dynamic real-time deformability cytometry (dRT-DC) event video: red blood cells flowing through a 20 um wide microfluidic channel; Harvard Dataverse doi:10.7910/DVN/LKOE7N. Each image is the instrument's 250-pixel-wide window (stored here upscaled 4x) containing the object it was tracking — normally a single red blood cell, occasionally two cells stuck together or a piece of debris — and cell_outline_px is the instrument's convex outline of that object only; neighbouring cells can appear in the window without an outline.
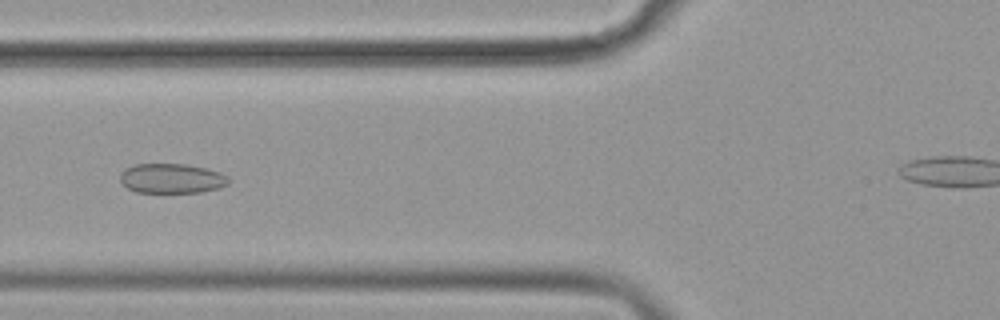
{"species": "common noctule bat (a hibernating species)", "species_latin": "Nyctalus noctula", "temperature_condition": "cold", "stored_images_in_passage": 35, "camera_frame_rate_fps": 3000, "um_per_image_px": 0.085, "animal": {"sex": "female", "body_mass_g": 19.9}, "frame": {"image": 1, "passage_image": 6, "time_ms": 1.667, "image_size_px": [1000, 320], "cell_outline_px": [[228, 184], [220, 188], [200, 192], [136, 192], [128, 188], [120, 180], [120, 172], [124, 168], [132, 164], [188, 164], [220, 172], [228, 176]], "centroid_in_image_um": [14.58, 15.16], "position_along_channel_um": 111.2, "area_um2": 18.84}}
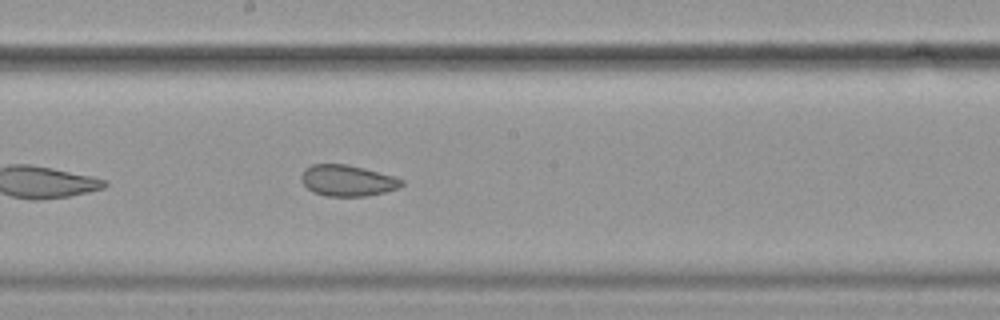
{"frame": {"image": 2, "passage_image": 15, "time_ms": 4.667, "image_size_px": [1000, 320], "cell_outline_px": [[404, 184], [400, 188], [384, 192], [364, 196], [328, 196], [312, 192], [304, 184], [300, 176], [304, 168], [312, 164], [344, 164], [364, 168], [392, 176], [404, 180]], "centroid_in_image_um": [29.52, 15.35], "position_along_channel_um": 218.7, "area_um2": 18.15}}
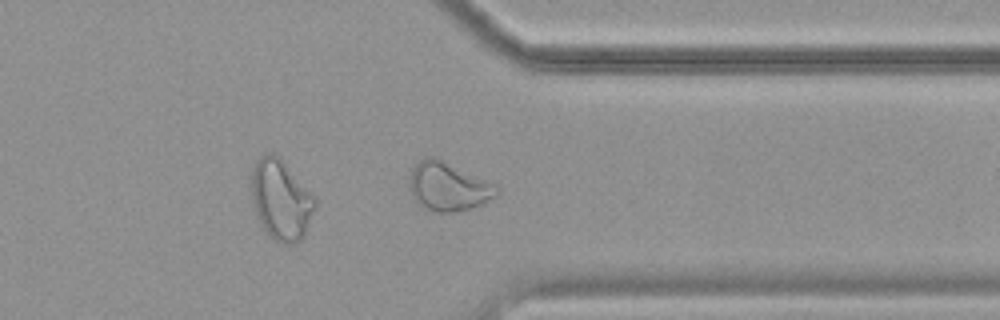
{"frame": {"image": 3, "passage_image": 28, "time_ms": 9.0, "image_size_px": [1000, 320], "cell_outline_px": [[500, 192], [496, 196], [480, 204], [456, 212], [432, 212], [420, 208], [416, 204], [412, 196], [412, 168], [424, 156], [432, 156], [496, 184], [500, 188]], "centroid_in_image_um": [38.11, 15.88], "position_along_channel_um": 373.3, "area_um2": 24.45}, "authors_computed_cell_mechanics": {"area_um2": 19.0162, "velocity_mm_per_s": 3.5875, "shape_relaxation_time_tau1_ms": null, "shape_relaxation_time_tau2_ms": 2.083, "deformation_change_tau1": null, "deformation_change_tau2": 0.0809}}